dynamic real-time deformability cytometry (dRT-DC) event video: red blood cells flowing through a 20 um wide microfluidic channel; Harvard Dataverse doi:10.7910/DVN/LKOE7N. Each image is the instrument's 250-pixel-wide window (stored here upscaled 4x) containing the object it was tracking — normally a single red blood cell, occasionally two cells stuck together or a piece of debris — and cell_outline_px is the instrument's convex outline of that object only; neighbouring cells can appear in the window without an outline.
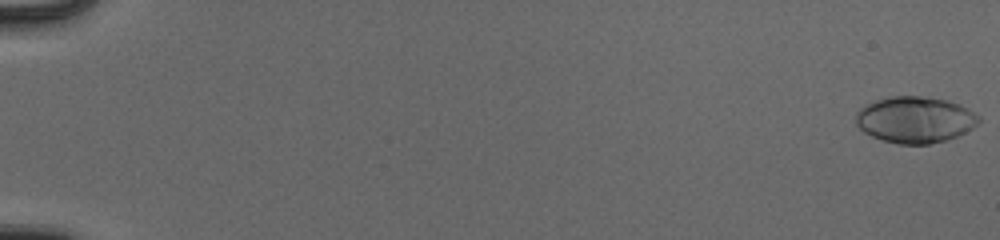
{"species": "human", "species_latin": "Homo sapiens", "temperature_condition": "cold", "stored_images_in_passage": 55, "camera_frame_rate_fps": 3000, "um_per_image_px": 0.085, "donor": {"sex": "male"}, "frame": {"image": 1, "passage_image": 1, "time_ms": 0.0, "image_size_px": [1000, 240], "cell_outline_px": [[980, 120], [972, 128], [956, 136], [944, 140], [928, 144], [900, 144], [884, 140], [872, 136], [864, 132], [856, 124], [856, 112], [860, 108], [876, 100], [892, 96], [920, 96], [948, 100], [960, 104], [968, 108], [980, 116]], "centroid_in_image_um": [77.78, 10.16], "position_along_channel_um": 7.2, "area_um2": 33.0}}
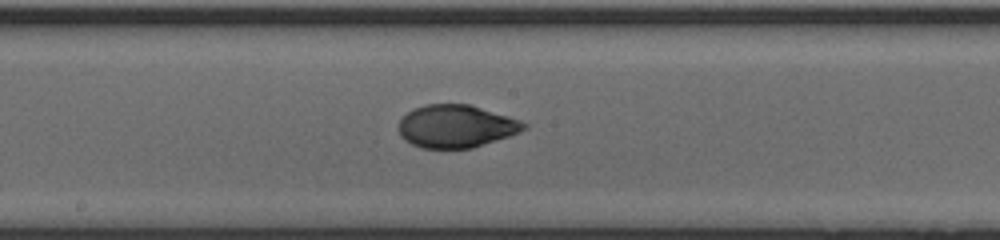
{"frame": {"image": 2, "passage_image": 32, "time_ms": 10.333, "image_size_px": [1000, 240], "cell_outline_px": [[528, 128], [520, 132], [472, 148], [420, 148], [404, 140], [400, 136], [396, 128], [400, 120], [412, 108], [424, 104], [468, 104], [508, 116], [520, 120], [528, 124]], "centroid_in_image_um": [38.73, 10.73], "position_along_channel_um": 209.5, "area_um2": 31.33}}
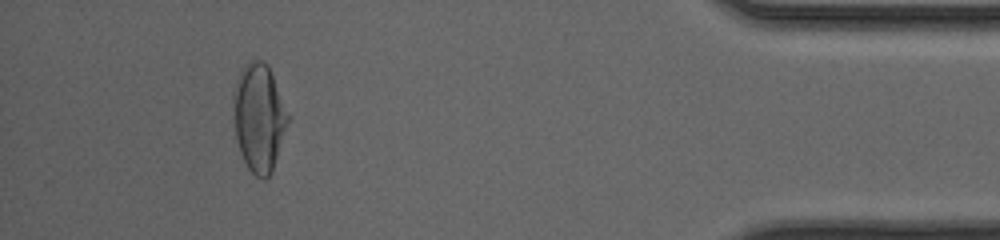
{"frame": {"image": 3, "passage_image": 51, "time_ms": 16.667, "image_size_px": [1000, 240], "cell_outline_px": [[292, 116], [272, 172], [264, 180], [256, 176], [248, 168], [240, 152], [236, 136], [232, 116], [232, 92], [236, 80], [244, 64], [248, 60], [260, 60], [268, 64]], "centroid_in_image_um": [22.04, 9.96], "position_along_channel_um": 413.2, "area_um2": 35.43}, "authors_computed_cell_mechanics": {"area_um2": 31.4432, "velocity_mm_per_s": 3.9704, "shape_relaxation_time_tau1_ms": 5.2233, "shape_relaxation_time_tau2_ms": 1.0172, "deformation_change_tau1": 0.2074, "deformation_change_tau2": 0.0415}}